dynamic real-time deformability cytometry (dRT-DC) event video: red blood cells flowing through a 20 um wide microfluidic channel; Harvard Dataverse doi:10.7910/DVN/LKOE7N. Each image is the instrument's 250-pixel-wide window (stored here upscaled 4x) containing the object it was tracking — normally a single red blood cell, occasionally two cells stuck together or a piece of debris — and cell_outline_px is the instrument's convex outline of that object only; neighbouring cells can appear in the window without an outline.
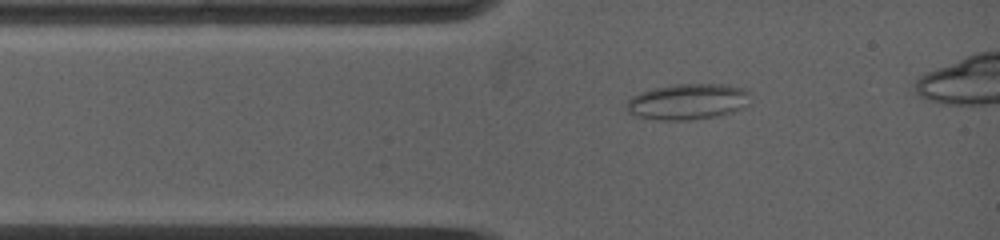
{"species": "common noctule bat (a hibernating species)", "species_latin": "Nyctalus noctula", "temperature_condition": "warm", "stored_images_in_passage": 51, "camera_frame_rate_fps": 5000, "um_per_image_px": 0.085, "animal": {"sex": "female", "body_mass_g": 19.0, "forearm_length_mm": 53.3}, "frame": {"image": 1, "passage_image": 2, "time_ms": 0.2, "image_size_px": [1000, 240], "cell_outline_px": [[752, 104], [744, 108], [716, 116], [692, 120], [656, 120], [636, 116], [628, 112], [628, 100], [632, 96], [640, 92], [652, 88], [676, 84], [728, 84], [744, 88], [752, 92]], "centroid_in_image_um": [58.55, 8.63], "position_along_channel_um": 26.4, "area_um2": 26.41}}
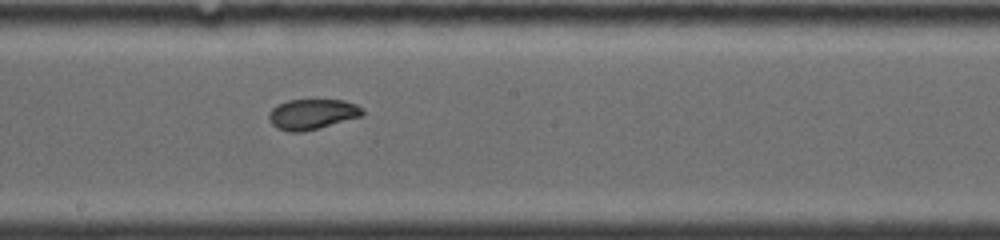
{"frame": {"image": 2, "passage_image": 26, "time_ms": 5.4, "image_size_px": [1000, 240], "cell_outline_px": [[364, 116], [300, 132], [288, 132], [276, 128], [268, 120], [268, 112], [272, 108], [288, 100], [344, 100], [356, 104], [364, 112]], "centroid_in_image_um": [26.51, 9.7], "position_along_channel_um": 221.7, "area_um2": 16.47}}
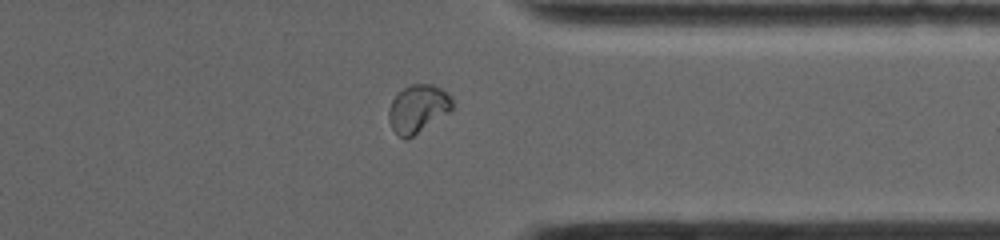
{"frame": {"image": 3, "passage_image": 44, "time_ms": 9.4, "image_size_px": [1000, 240], "cell_outline_px": [[452, 108], [448, 112], [408, 140], [404, 140], [392, 128], [388, 120], [388, 108], [392, 100], [404, 88], [412, 84], [432, 84], [448, 92], [452, 96]], "centroid_in_image_um": [35.51, 9.24], "position_along_channel_um": 375.9, "area_um2": 17.69}}